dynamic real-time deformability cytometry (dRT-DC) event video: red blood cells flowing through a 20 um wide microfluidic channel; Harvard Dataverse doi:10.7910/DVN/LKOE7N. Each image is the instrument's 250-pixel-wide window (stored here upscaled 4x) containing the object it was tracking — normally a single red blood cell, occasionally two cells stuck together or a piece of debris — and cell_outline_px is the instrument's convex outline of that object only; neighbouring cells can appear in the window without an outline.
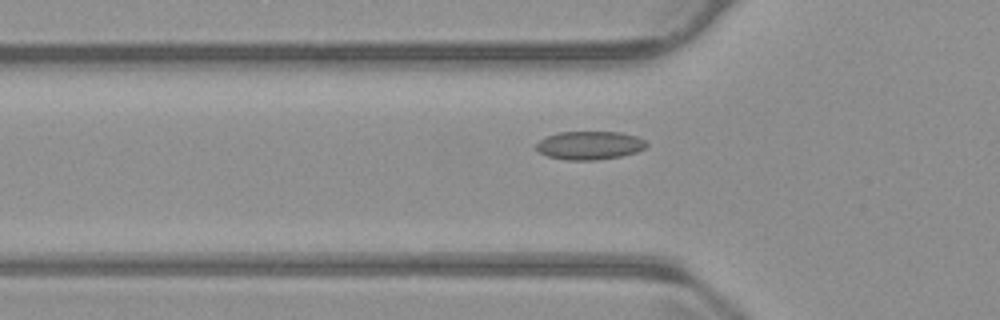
{"species": "common noctule bat (a hibernating species)", "species_latin": "Nyctalus noctula", "temperature_condition": "warm", "stored_images_in_passage": 49, "camera_frame_rate_fps": 3000, "um_per_image_px": 0.085, "animal": {"sex": "male", "body_mass_g": 23.1, "forearm_length_mm": 52.7}, "frame": {"image": 1, "passage_image": 18, "time_ms": 5.667, "image_size_px": [1000, 320], "cell_outline_px": [[648, 144], [644, 148], [636, 152], [620, 156], [596, 160], [568, 160], [548, 156], [540, 152], [536, 148], [536, 144], [540, 140], [548, 136], [560, 132], [620, 132], [636, 136], [644, 140]], "centroid_in_image_um": [50.13, 12.35], "position_along_channel_um": 75.7, "area_um2": 18.03}}
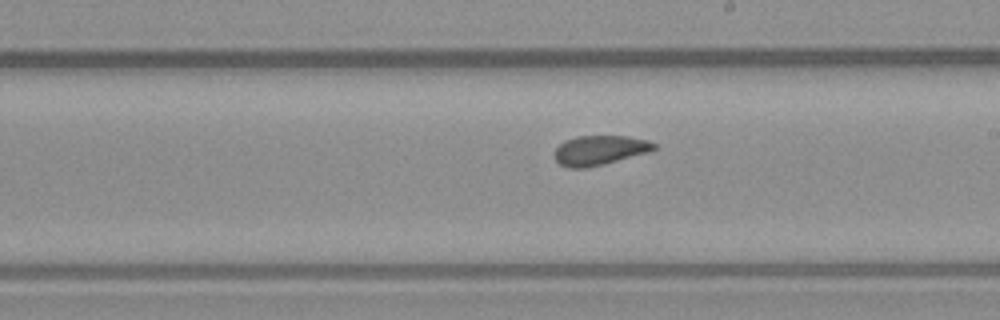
{"frame": {"image": 2, "passage_image": 31, "time_ms": 10.0, "image_size_px": [1000, 320], "cell_outline_px": [[656, 148], [648, 152], [604, 164], [588, 168], [568, 168], [560, 164], [556, 160], [556, 148], [564, 140], [576, 136], [628, 136], [648, 140], [656, 144]], "centroid_in_image_um": [50.97, 12.77], "position_along_channel_um": 238.0, "area_um2": 17.11}}
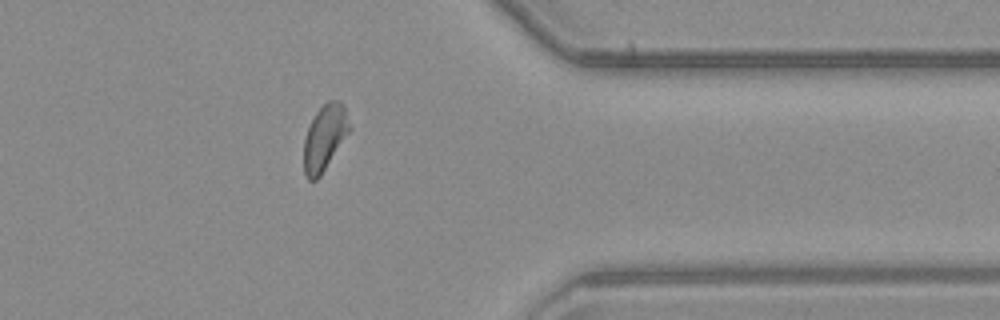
{"frame": {"image": 3, "passage_image": 44, "time_ms": 14.333, "image_size_px": [1000, 320], "cell_outline_px": [[352, 128], [320, 176], [316, 180], [308, 180], [304, 172], [304, 136], [316, 112], [328, 100], [340, 100], [344, 104]], "centroid_in_image_um": [27.61, 11.67], "position_along_channel_um": 383.8, "area_um2": 17.51}, "authors_computed_cell_mechanics": {"area_um2": 17.9758, "velocity_mm_per_s": 3.7204, "shape_relaxation_time_tau1_ms": null, "shape_relaxation_time_tau2_ms": 2.0746, "deformation_change_tau1": null, "deformation_change_tau2": 0.0777}}